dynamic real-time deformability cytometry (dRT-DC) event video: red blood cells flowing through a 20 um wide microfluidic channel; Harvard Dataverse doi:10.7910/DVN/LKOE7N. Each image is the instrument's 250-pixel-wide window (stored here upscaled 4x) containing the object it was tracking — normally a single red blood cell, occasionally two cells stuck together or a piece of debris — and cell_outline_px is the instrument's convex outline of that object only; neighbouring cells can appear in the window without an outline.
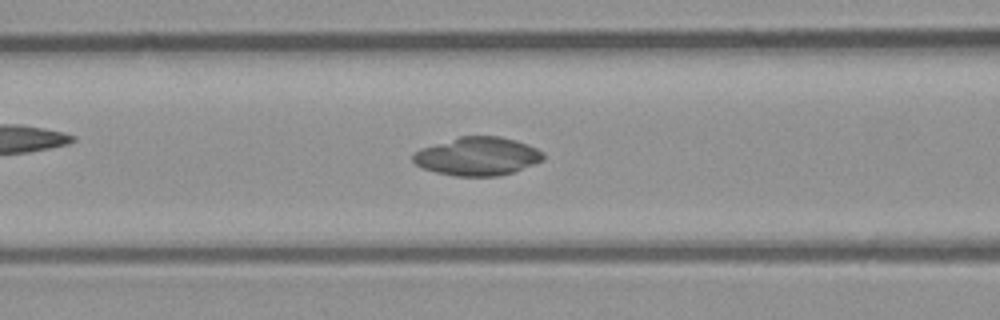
{"species": "common noctule bat (a hibernating species)", "species_latin": "Nyctalus noctula", "temperature_condition": "room temperature", "stored_images_in_passage": 42, "camera_frame_rate_fps": 3000, "um_per_image_px": 0.085, "animal": {"sex": "male", "body_mass_g": 23.1, "forearm_length_mm": 52.7}, "frame": {"image": 1, "passage_image": 21, "time_ms": 6.667, "image_size_px": [1000, 320], "cell_outline_px": [[544, 160], [512, 172], [500, 176], [452, 176], [436, 172], [424, 168], [416, 164], [412, 160], [412, 156], [420, 148], [460, 136], [500, 136], [516, 140], [536, 148], [544, 152]], "centroid_in_image_um": [40.59, 13.28], "position_along_channel_um": 126.0, "area_um2": 29.07}}
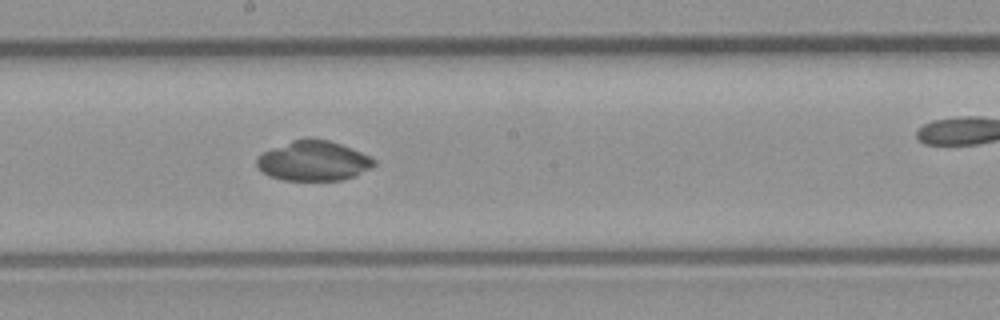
{"frame": {"image": 2, "passage_image": 28, "time_ms": 9.0, "image_size_px": [1000, 320], "cell_outline_px": [[376, 164], [372, 168], [344, 180], [284, 180], [268, 176], [256, 168], [256, 160], [264, 152], [292, 140], [308, 136], [328, 140], [340, 144], [360, 152], [376, 160]], "centroid_in_image_um": [26.63, 13.67], "position_along_channel_um": 221.6, "area_um2": 27.34}}
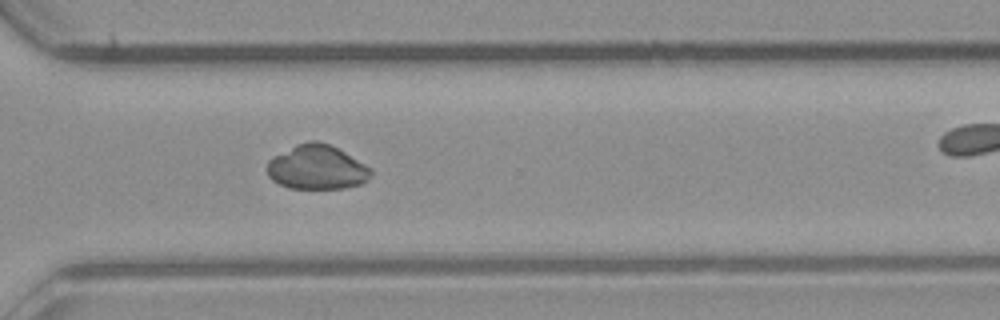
{"frame": {"image": 3, "passage_image": 37, "time_ms": 12.0, "image_size_px": [1000, 320], "cell_outline_px": [[372, 172], [368, 180], [360, 184], [344, 188], [288, 188], [272, 180], [268, 176], [268, 160], [296, 144], [308, 140], [316, 140], [328, 144], [344, 152], [372, 168]], "centroid_in_image_um": [26.94, 14.22], "position_along_channel_um": 343.7, "area_um2": 26.65}}